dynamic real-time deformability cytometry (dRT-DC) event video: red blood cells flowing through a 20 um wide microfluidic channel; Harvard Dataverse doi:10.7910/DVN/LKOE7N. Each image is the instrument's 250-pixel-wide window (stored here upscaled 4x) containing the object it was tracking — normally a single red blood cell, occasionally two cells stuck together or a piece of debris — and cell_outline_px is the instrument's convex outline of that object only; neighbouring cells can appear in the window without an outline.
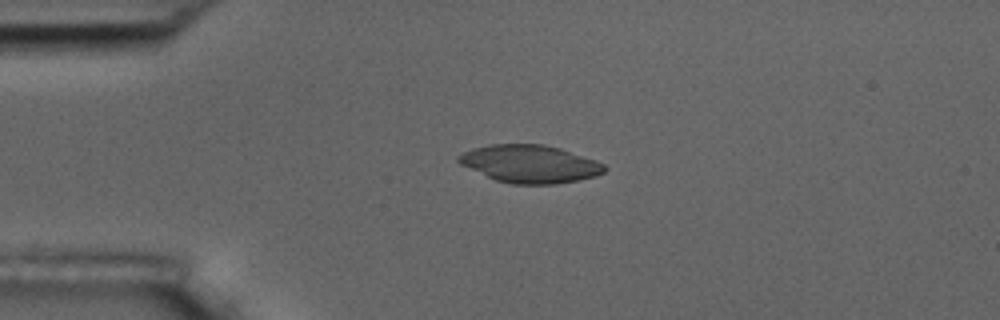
{"species": "common noctule bat (a hibernating species)", "species_latin": "Nyctalus noctula", "temperature_condition": "room temperature", "stored_images_in_passage": 4, "camera_frame_rate_fps": 3000, "um_per_image_px": 0.085, "animal": {"sex": "male", "body_mass_g": 17.5, "forearm_length_mm": 52.3}, "frame": {"image": 1, "passage_image": 2, "time_ms": 1.333, "image_size_px": [1000, 320], "cell_outline_px": [[608, 168], [604, 172], [596, 176], [556, 184], [512, 184], [496, 180], [460, 164], [456, 160], [456, 156], [472, 148], [488, 144], [544, 144], [560, 148], [596, 160], [604, 164]], "centroid_in_image_um": [45.04, 13.92], "position_along_channel_um": 40.0, "area_um2": 32.14}}